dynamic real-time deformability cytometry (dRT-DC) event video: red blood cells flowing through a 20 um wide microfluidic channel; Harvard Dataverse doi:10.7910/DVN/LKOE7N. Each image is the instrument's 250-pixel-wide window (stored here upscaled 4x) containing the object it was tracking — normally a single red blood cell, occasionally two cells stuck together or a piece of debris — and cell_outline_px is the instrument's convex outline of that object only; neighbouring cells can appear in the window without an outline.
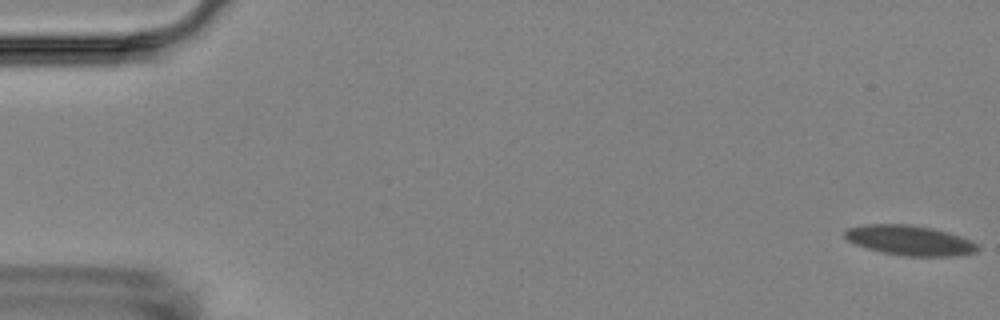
{"species": "Egyptian fruit bat (a non-hibernating species)", "species_latin": "Rousettus aegyptiacus", "temperature_condition": "room temperature", "stored_images_in_passage": 7, "camera_frame_rate_fps": 3000, "um_per_image_px": 0.085, "animal": {"sex": "female"}, "frame": {"image": 1, "passage_image": 1, "time_ms": 0.0, "image_size_px": [1000, 320], "cell_outline_px": [[980, 248], [976, 252], [956, 256], [904, 256], [884, 252], [868, 248], [856, 244], [848, 240], [844, 236], [844, 232], [848, 228], [864, 224], [908, 224], [948, 232], [972, 240]], "centroid_in_image_um": [77.34, 20.43], "position_along_channel_um": 7.7, "area_um2": 23.0}}